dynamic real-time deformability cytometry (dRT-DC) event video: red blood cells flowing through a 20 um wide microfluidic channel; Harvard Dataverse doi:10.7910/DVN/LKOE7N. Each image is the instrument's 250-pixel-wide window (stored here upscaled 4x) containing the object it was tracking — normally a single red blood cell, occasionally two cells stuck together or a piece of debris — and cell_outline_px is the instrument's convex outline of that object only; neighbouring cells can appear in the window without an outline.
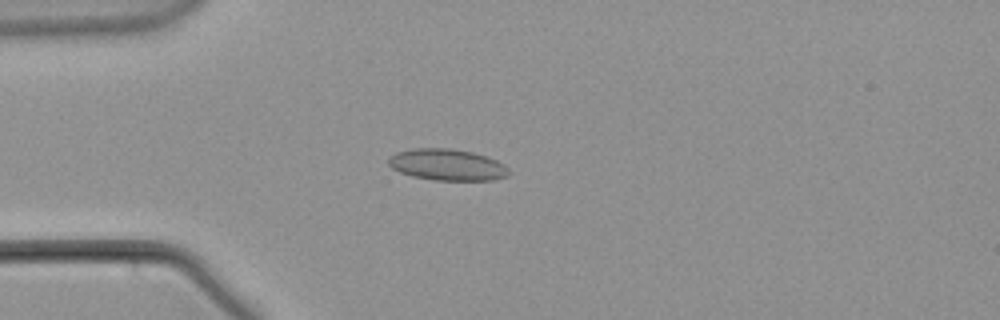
{"species": "common noctule bat (a hibernating species)", "species_latin": "Nyctalus noctula", "temperature_condition": "warm", "stored_images_in_passage": 45, "camera_frame_rate_fps": 3000, "um_per_image_px": 0.085, "animal": {"sex": "male", "body_mass_g": 21.5, "forearm_length_mm": 52.0}, "frame": {"image": 1, "passage_image": 4, "time_ms": 1.0, "image_size_px": [1000, 320], "cell_outline_px": [[508, 176], [492, 180], [436, 180], [412, 176], [400, 172], [392, 168], [388, 164], [388, 156], [396, 152], [412, 148], [452, 148], [472, 152], [488, 156], [504, 164], [508, 168]], "centroid_in_image_um": [37.99, 13.99], "position_along_channel_um": 47.0, "area_um2": 22.2}}
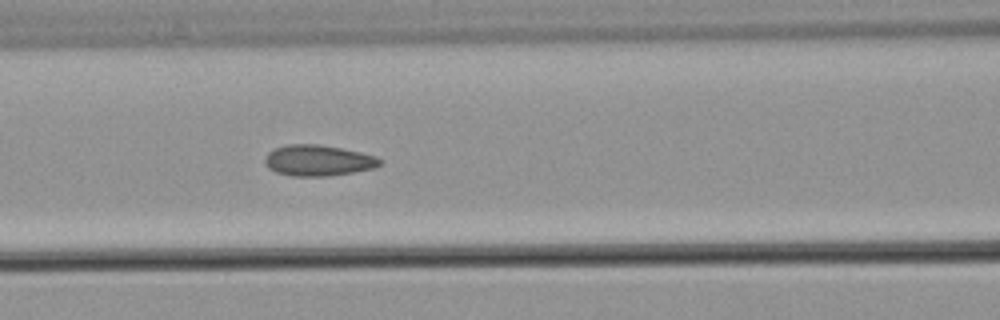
{"frame": {"image": 2, "passage_image": 13, "time_ms": 4.0, "image_size_px": [1000, 320], "cell_outline_px": [[380, 164], [372, 168], [352, 172], [328, 176], [292, 176], [276, 172], [268, 168], [264, 164], [264, 160], [268, 152], [276, 148], [288, 144], [316, 144], [340, 148], [360, 152], [376, 156], [380, 160]], "centroid_in_image_um": [26.99, 13.64], "position_along_channel_um": 139.6, "area_um2": 20.52}}
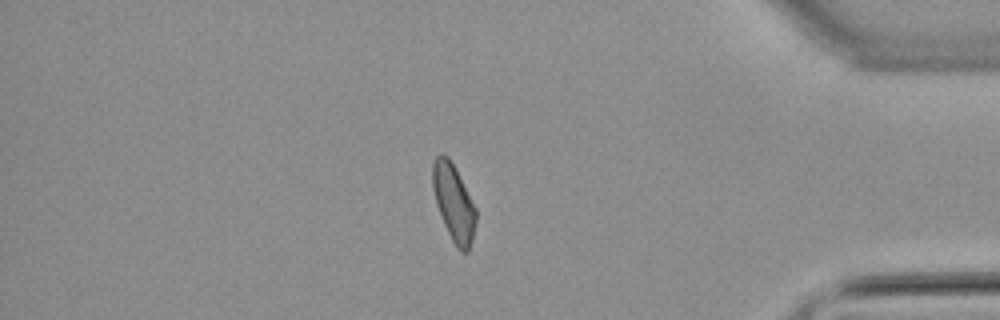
{"frame": {"image": 3, "passage_image": 37, "time_ms": 12.0, "image_size_px": [1000, 320], "cell_outline_px": [[476, 220], [472, 240], [468, 252], [460, 252], [456, 248], [444, 224], [436, 204], [432, 188], [432, 164], [436, 156], [440, 152], [448, 156], [476, 208]], "centroid_in_image_um": [38.54, 17.24], "position_along_channel_um": 396.7, "area_um2": 19.25}}